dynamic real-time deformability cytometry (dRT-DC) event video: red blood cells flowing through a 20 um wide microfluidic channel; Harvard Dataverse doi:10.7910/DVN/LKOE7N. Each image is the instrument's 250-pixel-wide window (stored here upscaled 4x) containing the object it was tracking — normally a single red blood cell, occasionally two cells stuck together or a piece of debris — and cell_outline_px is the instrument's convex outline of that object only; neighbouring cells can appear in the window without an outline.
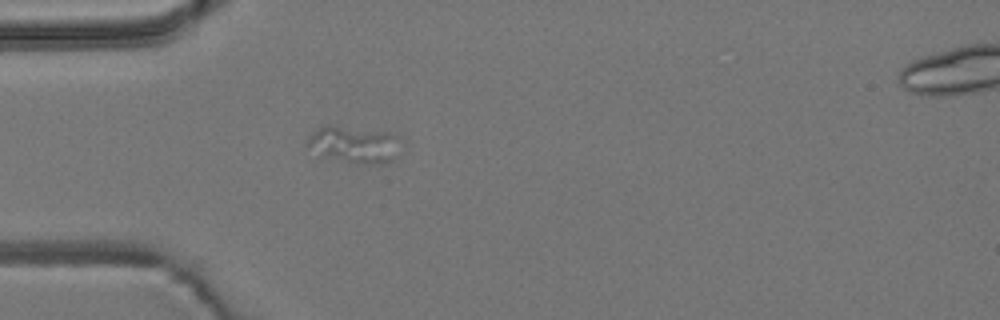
{"species": "common noctule bat (a hibernating species)", "species_latin": "Nyctalus noctula", "temperature_condition": "room temperature", "stored_images_in_passage": 39, "camera_frame_rate_fps": 3000, "um_per_image_px": 0.085, "animal": {"sex": "male", "body_mass_g": 19.2, "forearm_length_mm": 51.8}, "frame": {"image": 1, "passage_image": 1, "time_ms": 0.0, "image_size_px": [1000, 320], "cell_outline_px": [[396, 136], [392, 160], [372, 164], [320, 156], [308, 144], [308, 136], [324, 124], [384, 132]], "centroid_in_image_um": [29.98, 12.25], "position_along_channel_um": 55.0, "area_um2": 18.67}}
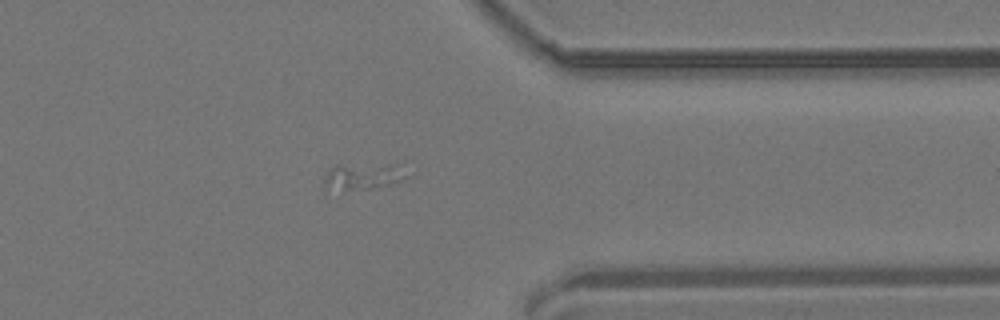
{"frame": {"image": 2, "passage_image": 28, "time_ms": 9.0, "image_size_px": [1000, 320], "cell_outline_px": [[408, 176], [400, 180], [388, 184], [368, 188], [324, 192], [324, 180], [328, 172], [332, 168], [396, 164]], "centroid_in_image_um": [30.78, 15.06], "position_along_channel_um": 380.6, "area_um2": 11.85}}
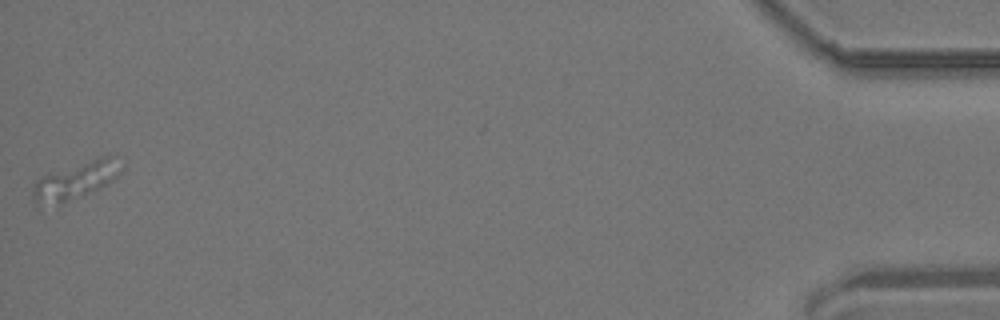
{"frame": {"image": 3, "passage_image": 39, "time_ms": 12.667, "image_size_px": [1000, 320], "cell_outline_px": [[124, 168], [112, 180], [100, 188], [60, 204], [32, 200], [32, 188], [36, 180], [40, 176], [100, 156], [112, 156], [124, 164]], "centroid_in_image_um": [6.47, 15.3], "position_along_channel_um": 428.7, "area_um2": 18.73}}